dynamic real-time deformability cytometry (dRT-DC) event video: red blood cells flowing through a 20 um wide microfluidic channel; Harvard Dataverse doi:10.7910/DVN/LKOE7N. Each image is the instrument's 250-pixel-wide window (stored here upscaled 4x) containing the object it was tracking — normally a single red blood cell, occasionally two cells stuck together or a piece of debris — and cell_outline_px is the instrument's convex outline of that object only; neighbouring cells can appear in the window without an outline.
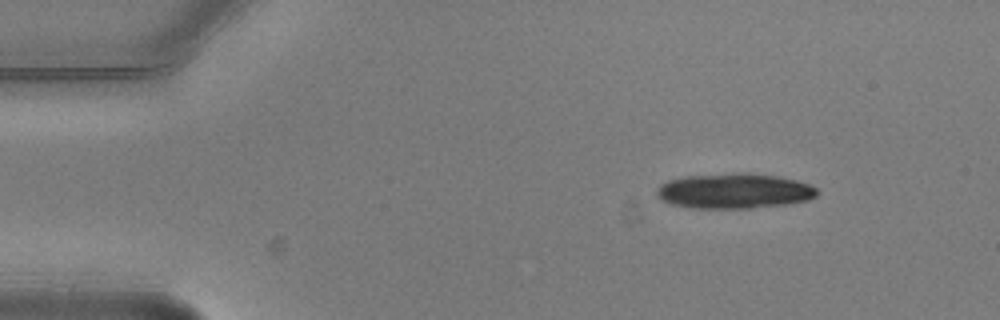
{"species": "common noctule bat (a hibernating species)", "species_latin": "Nyctalus noctula", "temperature_condition": "warm", "stored_images_in_passage": 4, "camera_frame_rate_fps": 3000, "um_per_image_px": 0.085, "animal": {"sex": "male", "body_mass_g": 20.5, "forearm_length_mm": 52.5}, "frame": {"image": 1, "passage_image": 1, "time_ms": 0.0, "image_size_px": [1000, 320], "cell_outline_px": [[816, 196], [808, 200], [784, 204], [752, 208], [692, 208], [672, 204], [660, 200], [656, 196], [656, 188], [660, 184], [668, 180], [684, 176], [736, 172], [748, 172], [780, 176], [796, 180], [808, 184], [816, 188]], "centroid_in_image_um": [62.36, 16.22], "position_along_channel_um": 22.6, "area_um2": 33.18}}